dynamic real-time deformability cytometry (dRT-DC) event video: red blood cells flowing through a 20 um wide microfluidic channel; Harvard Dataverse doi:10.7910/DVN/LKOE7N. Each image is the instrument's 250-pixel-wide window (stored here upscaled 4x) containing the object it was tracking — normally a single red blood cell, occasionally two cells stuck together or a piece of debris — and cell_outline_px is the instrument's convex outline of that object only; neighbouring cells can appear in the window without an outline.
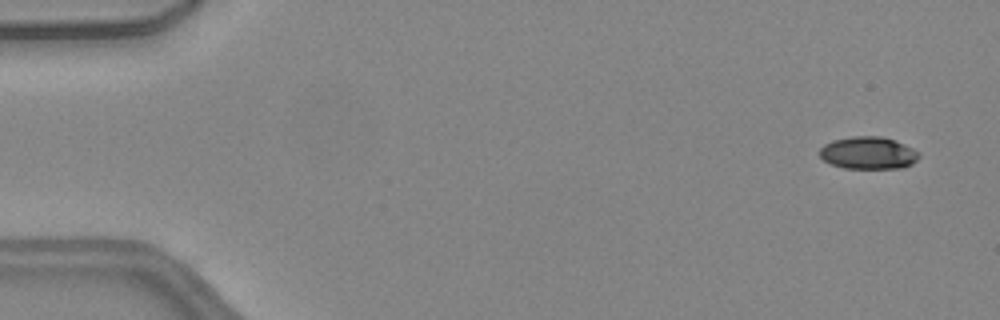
{"species": "common noctule bat (a hibernating species)", "species_latin": "Nyctalus noctula", "temperature_condition": "warm", "stored_images_in_passage": 51, "camera_frame_rate_fps": 3000, "um_per_image_px": 0.085, "animal": {"sex": "female", "body_mass_g": 24.6, "forearm_length_mm": 56.2}, "frame": {"image": 1, "passage_image": 3, "time_ms": 0.667, "image_size_px": [1000, 320], "cell_outline_px": [[920, 156], [912, 164], [904, 168], [844, 168], [832, 164], [824, 160], [820, 156], [820, 148], [824, 144], [832, 140], [852, 136], [880, 136], [896, 140], [920, 152]], "centroid_in_image_um": [73.82, 12.99], "position_along_channel_um": 11.2, "area_um2": 18.84}}
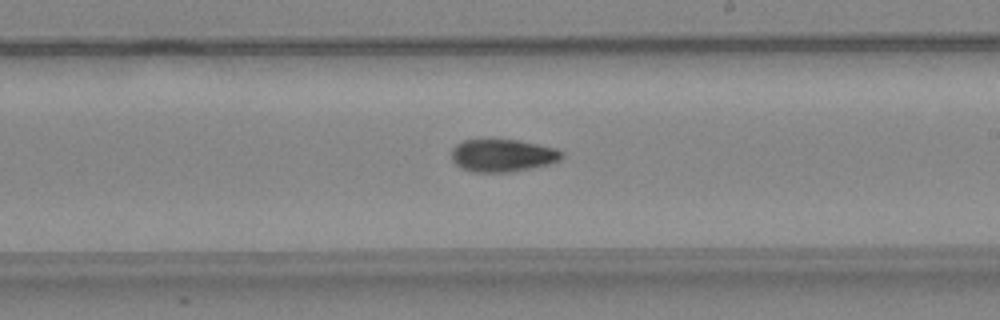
{"frame": {"image": 2, "passage_image": 30, "time_ms": 9.667, "image_size_px": [1000, 320], "cell_outline_px": [[564, 156], [560, 160], [548, 164], [532, 168], [508, 172], [472, 172], [460, 168], [452, 160], [452, 148], [456, 144], [464, 140], [516, 140], [556, 148], [564, 152]], "centroid_in_image_um": [42.72, 13.22], "position_along_channel_um": 246.3, "area_um2": 20.92}}
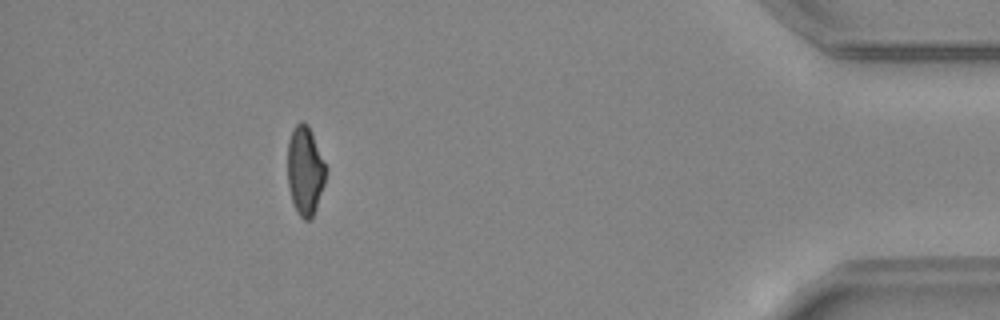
{"frame": {"image": 3, "passage_image": 46, "time_ms": 15.0, "image_size_px": [1000, 320], "cell_outline_px": [[328, 168], [324, 184], [316, 208], [312, 216], [308, 220], [304, 220], [296, 212], [288, 188], [288, 140], [292, 128], [300, 120], [304, 120], [308, 124]], "centroid_in_image_um": [25.93, 14.46], "position_along_channel_um": 409.3, "area_um2": 20.11}}